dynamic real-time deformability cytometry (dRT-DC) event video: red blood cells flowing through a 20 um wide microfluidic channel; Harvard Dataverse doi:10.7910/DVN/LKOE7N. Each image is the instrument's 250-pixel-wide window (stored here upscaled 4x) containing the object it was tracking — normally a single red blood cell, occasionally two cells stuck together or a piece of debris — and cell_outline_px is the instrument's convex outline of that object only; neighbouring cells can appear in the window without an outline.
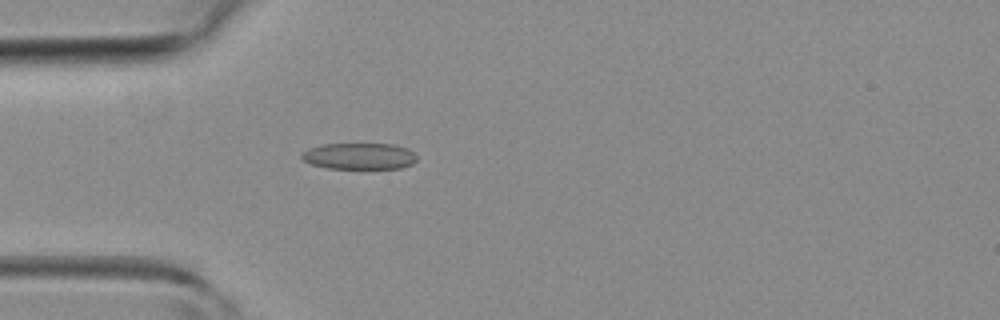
{"species": "common noctule bat (a hibernating species)", "species_latin": "Nyctalus noctula", "temperature_condition": "room temperature", "stored_images_in_passage": 44, "camera_frame_rate_fps": 3000, "um_per_image_px": 0.085, "animal": {"sex": "female", "body_mass_g": 19.3, "forearm_length_mm": 54.1}, "frame": {"image": 1, "passage_image": 13, "time_ms": 4.0, "image_size_px": [1000, 320], "cell_outline_px": [[416, 160], [412, 164], [400, 168], [328, 168], [312, 164], [304, 160], [300, 156], [308, 148], [320, 144], [396, 144], [408, 148], [416, 156]], "centroid_in_image_um": [30.55, 13.26], "position_along_channel_um": 54.5, "area_um2": 17.63}}
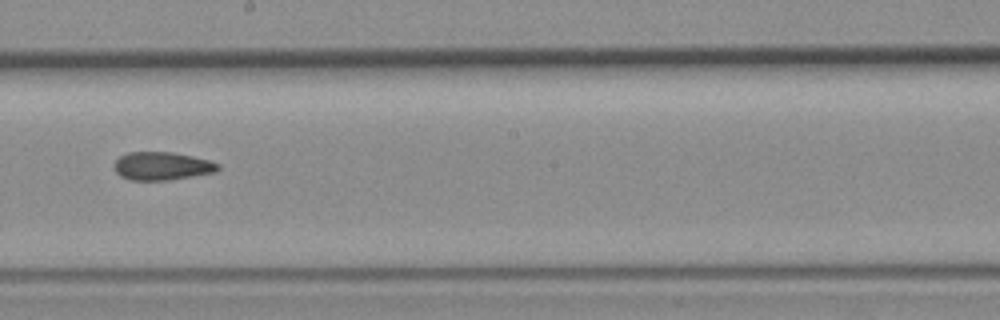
{"frame": {"image": 2, "passage_image": 25, "time_ms": 8.0, "image_size_px": [1000, 320], "cell_outline_px": [[220, 168], [216, 172], [168, 180], [132, 180], [120, 176], [116, 172], [112, 164], [120, 156], [128, 152], [172, 152], [192, 156], [208, 160], [220, 164]], "centroid_in_image_um": [13.75, 14.11], "position_along_channel_um": 234.4, "area_um2": 17.05}}
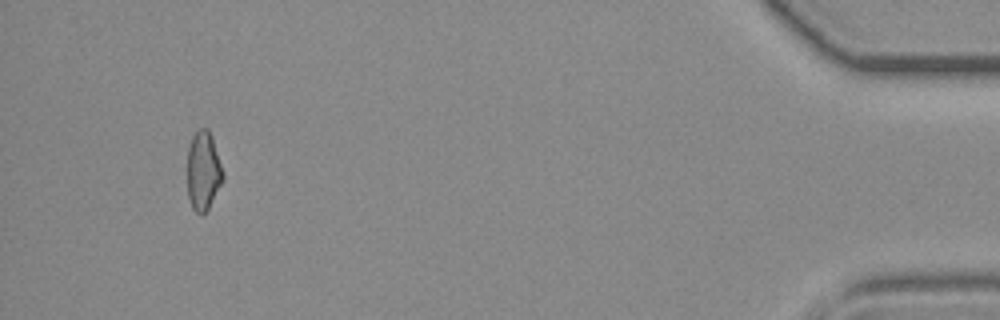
{"frame": {"image": 3, "passage_image": 42, "time_ms": 13.667, "image_size_px": [1000, 320], "cell_outline_px": [[224, 180], [208, 208], [200, 216], [192, 208], [188, 196], [188, 148], [192, 136], [200, 128], [208, 128], [212, 136], [224, 172]], "centroid_in_image_um": [17.29, 14.52], "position_along_channel_um": 417.9, "area_um2": 16.47}}